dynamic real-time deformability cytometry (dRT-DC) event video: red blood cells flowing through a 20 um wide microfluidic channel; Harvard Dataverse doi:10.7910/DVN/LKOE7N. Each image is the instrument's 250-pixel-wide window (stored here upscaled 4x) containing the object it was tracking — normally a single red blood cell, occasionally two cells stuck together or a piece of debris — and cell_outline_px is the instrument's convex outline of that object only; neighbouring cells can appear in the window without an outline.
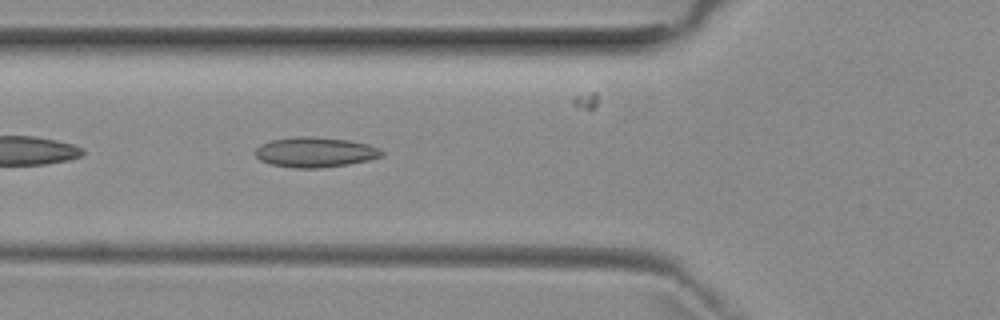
{"species": "common noctule bat (a hibernating species)", "species_latin": "Nyctalus noctula", "temperature_condition": "room temperature", "stored_images_in_passage": 7, "camera_frame_rate_fps": 3000, "um_per_image_px": 0.085, "animal": {"sex": "female", "body_mass_g": 29.2, "forearm_length_mm": 56.3}, "frame": {"image": 1, "passage_image": 5, "time_ms": 5.0, "image_size_px": [1000, 320], "cell_outline_px": [[384, 156], [368, 160], [348, 164], [320, 168], [296, 168], [272, 164], [260, 160], [256, 156], [256, 148], [260, 144], [272, 140], [296, 136], [308, 136], [348, 140], [368, 144], [380, 148], [384, 152]], "centroid_in_image_um": [26.81, 12.93], "position_along_channel_um": 99.0, "area_um2": 22.14}}